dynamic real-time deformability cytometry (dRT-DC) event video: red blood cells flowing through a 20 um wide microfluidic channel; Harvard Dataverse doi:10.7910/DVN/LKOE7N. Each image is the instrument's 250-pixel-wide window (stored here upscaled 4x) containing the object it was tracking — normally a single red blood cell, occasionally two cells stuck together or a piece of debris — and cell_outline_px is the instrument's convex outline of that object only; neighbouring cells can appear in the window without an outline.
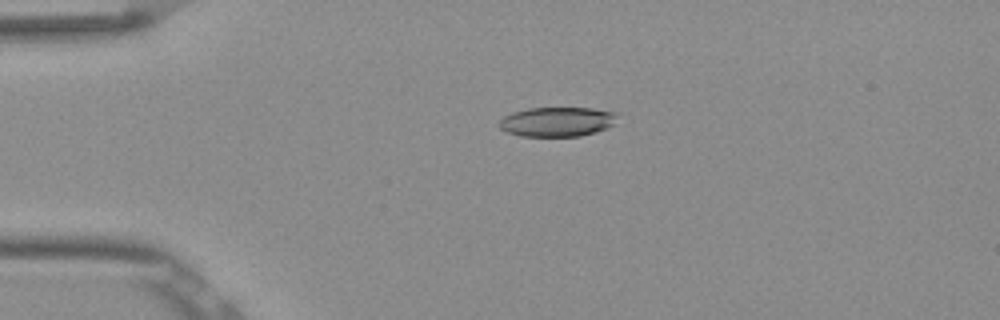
{"species": "Egyptian fruit bat (a non-hibernating species)", "species_latin": "Rousettus aegyptiacus", "temperature_condition": "room temperature", "stored_images_in_passage": 53, "camera_frame_rate_fps": 3000, "um_per_image_px": 0.085, "frame": {"image": 1, "passage_image": 12, "time_ms": 3.667, "image_size_px": [1000, 320], "cell_outline_px": [[620, 112], [616, 124], [608, 128], [580, 136], [520, 136], [508, 132], [500, 128], [500, 120], [504, 116], [512, 112], [528, 108], [592, 108]], "centroid_in_image_um": [47.44, 10.34], "position_along_channel_um": 37.6, "area_um2": 20.58}}
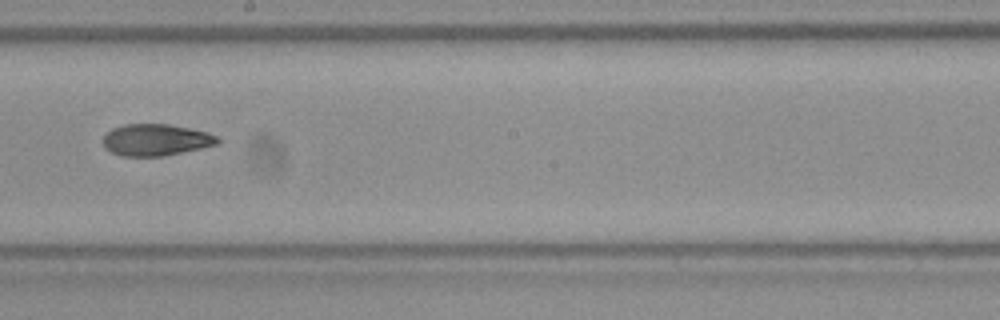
{"frame": {"image": 2, "passage_image": 30, "time_ms": 9.667, "image_size_px": [1000, 320], "cell_outline_px": [[220, 140], [216, 144], [200, 148], [164, 156], [120, 156], [104, 148], [104, 136], [112, 128], [124, 124], [168, 124], [208, 132], [216, 136]], "centroid_in_image_um": [13.22, 11.89], "position_along_channel_um": 235.0, "area_um2": 20.98}}
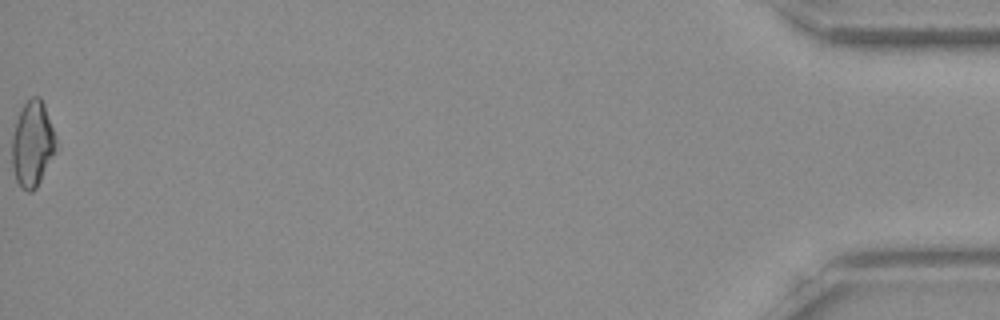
{"frame": {"image": 3, "passage_image": 53, "time_ms": 17.333, "image_size_px": [1000, 320], "cell_outline_px": [[60, 148], [36, 188], [32, 192], [28, 192], [20, 188], [16, 180], [12, 164], [12, 136], [16, 120], [20, 108], [32, 96], [40, 96], [44, 104], [56, 136]], "centroid_in_image_um": [2.79, 12.25], "position_along_channel_um": 432.4, "area_um2": 22.66}, "authors_computed_cell_mechanics": {"area_um2": 21.7328, "velocity_mm_per_s": 3.8662, "shape_relaxation_time_tau1_ms": null, "shape_relaxation_time_tau2_ms": 4.6498, "deformation_change_tau1": null, "deformation_change_tau2": 0.119}}